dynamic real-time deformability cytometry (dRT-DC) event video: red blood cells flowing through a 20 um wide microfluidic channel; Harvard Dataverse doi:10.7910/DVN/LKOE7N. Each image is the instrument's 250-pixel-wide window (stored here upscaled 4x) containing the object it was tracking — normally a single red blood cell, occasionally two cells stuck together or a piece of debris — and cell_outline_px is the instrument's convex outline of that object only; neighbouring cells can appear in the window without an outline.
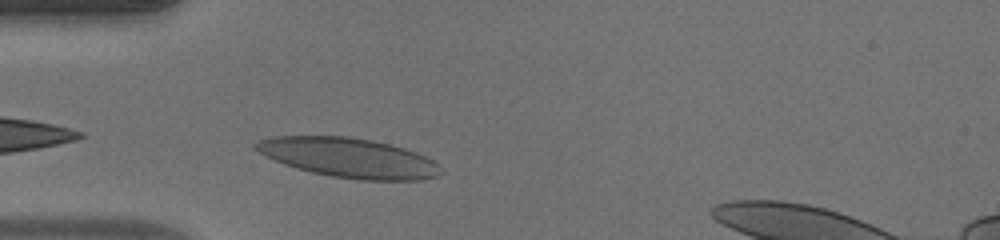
{"species": "human", "species_latin": "Homo sapiens", "temperature_condition": "warm", "stored_images_in_passage": 27, "camera_frame_rate_fps": 3000, "um_per_image_px": 0.085, "donor": {"sex": "male"}, "frame": {"image": 1, "passage_image": 1, "time_ms": 0.0, "image_size_px": [1000, 240], "cell_outline_px": [[444, 172], [436, 176], [420, 180], [360, 180], [332, 176], [312, 172], [296, 168], [284, 164], [252, 148], [252, 144], [260, 140], [276, 136], [344, 136], [372, 140], [404, 148], [416, 152], [432, 160]], "centroid_in_image_um": [29.64, 13.41], "position_along_channel_um": 55.4, "area_um2": 42.31}}
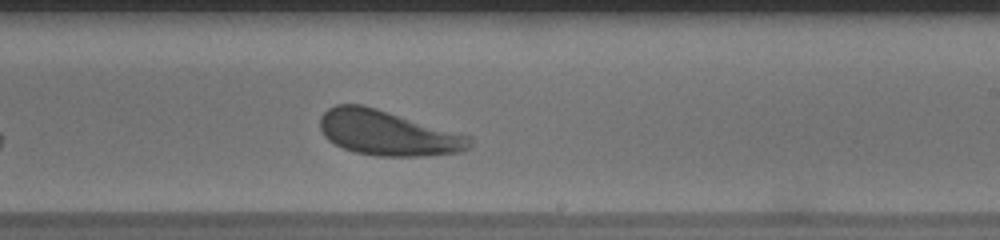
{"frame": {"image": 2, "passage_image": 16, "time_ms": 5.0, "image_size_px": [1000, 240], "cell_outline_px": [[472, 148], [464, 152], [424, 156], [376, 156], [356, 152], [344, 148], [328, 140], [324, 136], [320, 128], [320, 116], [328, 108], [336, 104], [364, 104], [472, 136]], "centroid_in_image_um": [33.0, 11.3], "position_along_channel_um": 256.0, "area_um2": 39.71}}
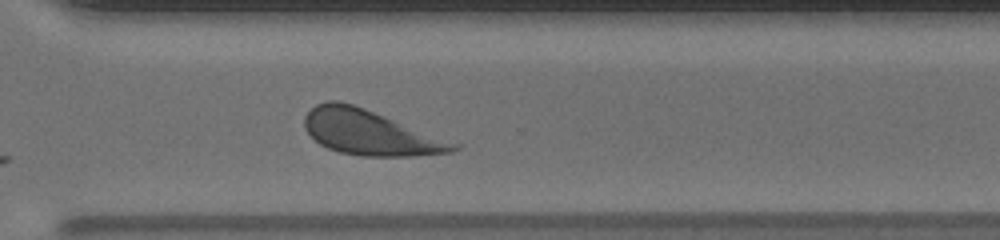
{"frame": {"image": 3, "passage_image": 22, "time_ms": 7.0, "image_size_px": [1000, 240], "cell_outline_px": [[460, 148], [452, 152], [416, 156], [360, 156], [340, 152], [328, 148], [320, 144], [304, 128], [304, 116], [316, 104], [328, 100], [340, 100], [364, 108], [460, 144]], "centroid_in_image_um": [31.44, 11.27], "position_along_channel_um": 339.2, "area_um2": 38.78}, "authors_computed_cell_mechanics": {"area_um2": 39.5352, "velocity_mm_per_s": 4.1466, "shape_relaxation_time_tau1_ms": 1.8251, "shape_relaxation_time_tau2_ms": 1.7666, "deformation_change_tau1": 0.0897, "deformation_change_tau2": 0.0987}}